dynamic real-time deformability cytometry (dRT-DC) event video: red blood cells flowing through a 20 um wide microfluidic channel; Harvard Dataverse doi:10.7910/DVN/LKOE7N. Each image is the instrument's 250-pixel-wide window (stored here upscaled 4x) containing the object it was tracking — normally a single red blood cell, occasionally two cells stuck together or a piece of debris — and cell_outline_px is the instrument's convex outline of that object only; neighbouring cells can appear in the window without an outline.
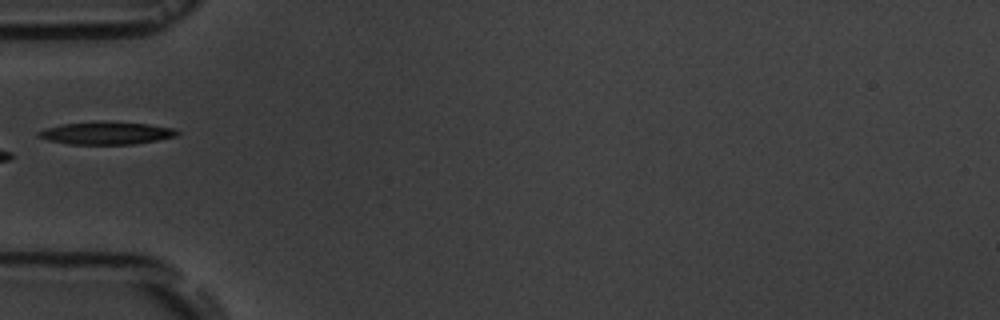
{"species": "common noctule bat (a hibernating species)", "species_latin": "Nyctalus noctula", "temperature_condition": "room temperature", "stored_images_in_passage": 6, "camera_frame_rate_fps": 3000, "um_per_image_px": 0.085, "animal": {"sex": "male", "body_mass_g": 19.5, "forearm_length_mm": 54.6}, "frame": {"image": 1, "passage_image": 6, "time_ms": 5.667, "image_size_px": [1000, 320], "cell_outline_px": [[180, 132], [176, 136], [156, 140], [132, 144], [68, 144], [48, 140], [36, 136], [36, 132], [44, 128], [60, 124], [100, 120], [148, 124], [172, 128]], "centroid_in_image_um": [8.96, 11.29], "position_along_channel_um": 76.0, "area_um2": 18.5}}